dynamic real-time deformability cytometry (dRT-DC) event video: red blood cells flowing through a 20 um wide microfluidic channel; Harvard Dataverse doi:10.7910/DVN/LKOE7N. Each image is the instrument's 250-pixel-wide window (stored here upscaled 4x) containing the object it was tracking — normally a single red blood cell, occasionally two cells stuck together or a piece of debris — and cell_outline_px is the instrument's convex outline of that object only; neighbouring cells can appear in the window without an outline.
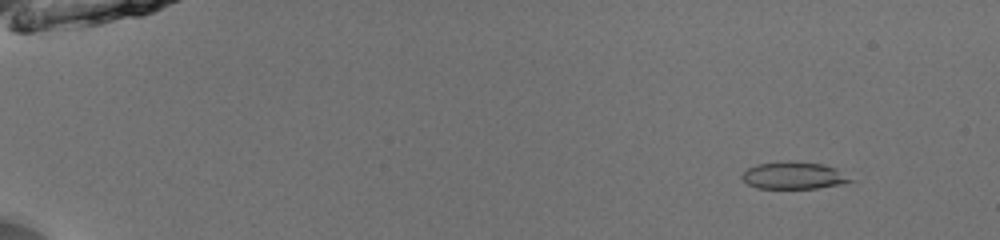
{"species": "common noctule bat (a hibernating species)", "species_latin": "Nyctalus noctula", "temperature_condition": "room temperature", "stored_images_in_passage": 53, "camera_frame_rate_fps": 3000, "um_per_image_px": 0.085, "animal": {"sex": "male", "body_mass_g": 13.0, "forearm_length_mm": 53.1}, "frame": {"image": 1, "passage_image": 6, "time_ms": 1.667, "image_size_px": [1000, 240], "cell_outline_px": [[856, 180], [840, 184], [816, 188], [756, 188], [748, 184], [740, 176], [748, 168], [756, 164], [792, 160], [796, 160], [824, 164], [836, 168]], "centroid_in_image_um": [67.48, 14.9], "position_along_channel_um": 17.5, "area_um2": 17.34}}
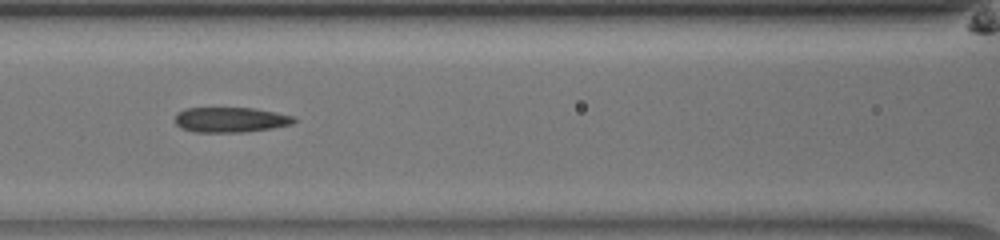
{"frame": {"image": 2, "passage_image": 26, "time_ms": 8.333, "image_size_px": [1000, 240], "cell_outline_px": [[300, 120], [292, 124], [272, 128], [244, 132], [196, 132], [180, 128], [176, 124], [176, 112], [184, 108], [252, 108], [276, 112], [292, 116]], "centroid_in_image_um": [19.6, 10.18], "position_along_channel_um": 147.0, "area_um2": 17.51}}
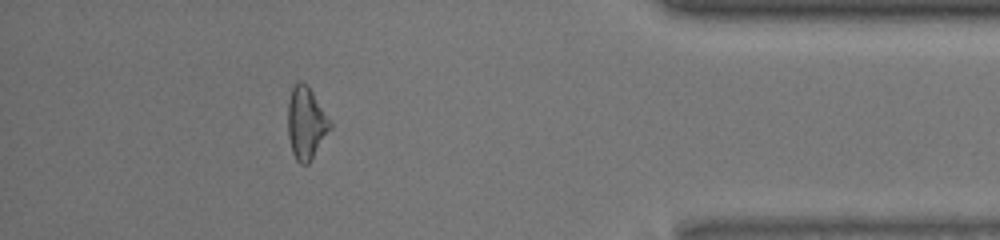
{"frame": {"image": 3, "passage_image": 48, "time_ms": 15.667, "image_size_px": [1000, 240], "cell_outline_px": [[332, 128], [308, 164], [300, 164], [296, 160], [292, 152], [288, 136], [288, 100], [292, 88], [300, 80], [308, 84], [332, 124]], "centroid_in_image_um": [26.01, 10.46], "position_along_channel_um": 409.2, "area_um2": 17.8}, "authors_computed_cell_mechanics": {"area_um2": 17.918, "velocity_mm_per_s": 3.9923, "shape_relaxation_time_tau1_ms": 7.0758, "shape_relaxation_time_tau2_ms": 4.6865, "deformation_change_tau1": 0.1717, "deformation_change_tau2": 0.1168}}